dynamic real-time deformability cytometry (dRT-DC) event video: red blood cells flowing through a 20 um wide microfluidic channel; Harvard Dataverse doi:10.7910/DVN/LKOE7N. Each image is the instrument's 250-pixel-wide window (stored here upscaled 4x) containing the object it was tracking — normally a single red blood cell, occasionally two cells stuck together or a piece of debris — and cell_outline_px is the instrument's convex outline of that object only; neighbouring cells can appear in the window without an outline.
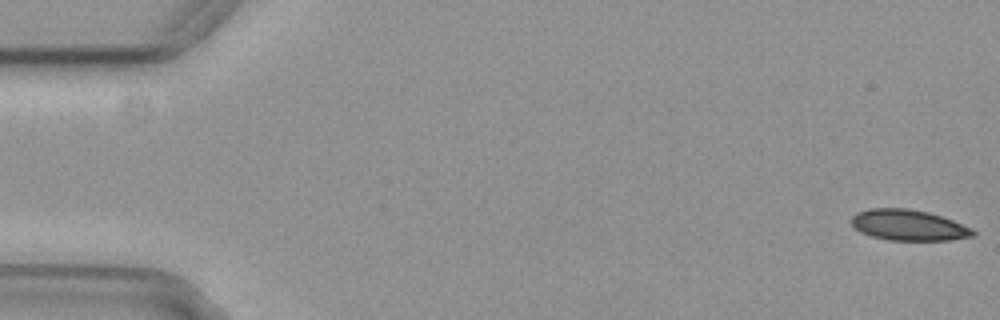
{"species": "common noctule bat (a hibernating species)", "species_latin": "Nyctalus noctula", "temperature_condition": "cold", "stored_images_in_passage": 55, "camera_frame_rate_fps": 3000, "um_per_image_px": 0.085, "animal": {"sex": "female", "body_mass_g": 29.2, "forearm_length_mm": 56.3}, "frame": {"image": 1, "passage_image": 1, "time_ms": 0.0, "image_size_px": [1000, 320], "cell_outline_px": [[976, 232], [972, 236], [948, 240], [888, 240], [872, 236], [860, 232], [852, 224], [852, 216], [856, 212], [872, 208], [908, 208], [928, 212], [952, 220], [972, 228]], "centroid_in_image_um": [77.21, 19.13], "position_along_channel_um": 7.8, "area_um2": 21.68}}
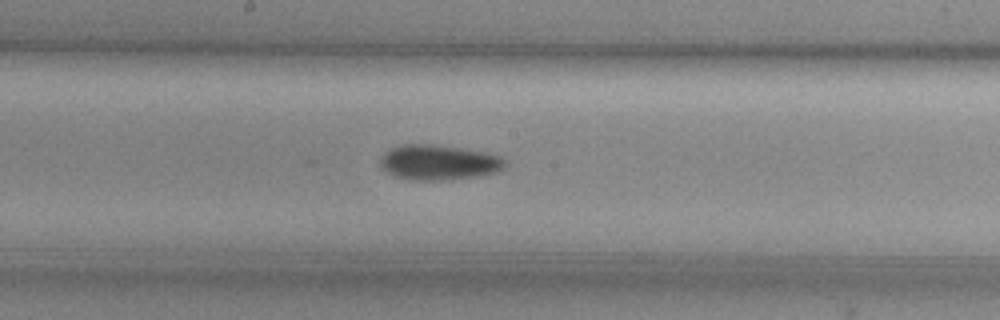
{"frame": {"image": 2, "passage_image": 29, "time_ms": 9.333, "image_size_px": [1000, 320], "cell_outline_px": [[508, 164], [500, 172], [476, 176], [444, 180], [412, 180], [396, 176], [380, 168], [380, 160], [384, 152], [392, 148], [404, 144], [436, 144], [484, 152], [500, 156]], "centroid_in_image_um": [37.3, 13.8], "position_along_channel_um": 210.9, "area_um2": 25.61}}
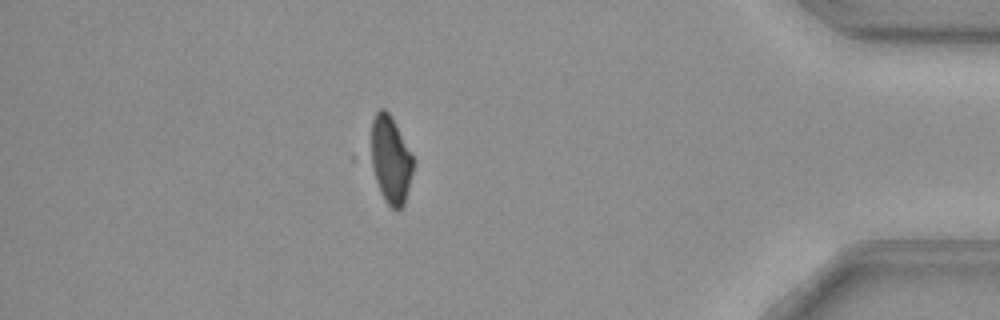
{"frame": {"image": 3, "passage_image": 48, "time_ms": 15.667, "image_size_px": [1000, 320], "cell_outline_px": [[416, 160], [404, 204], [396, 212], [384, 200], [364, 160], [364, 156], [372, 120], [376, 112], [380, 108], [384, 108], [388, 112]], "centroid_in_image_um": [33.08, 13.57], "position_along_channel_um": 402.1, "area_um2": 23.35}}